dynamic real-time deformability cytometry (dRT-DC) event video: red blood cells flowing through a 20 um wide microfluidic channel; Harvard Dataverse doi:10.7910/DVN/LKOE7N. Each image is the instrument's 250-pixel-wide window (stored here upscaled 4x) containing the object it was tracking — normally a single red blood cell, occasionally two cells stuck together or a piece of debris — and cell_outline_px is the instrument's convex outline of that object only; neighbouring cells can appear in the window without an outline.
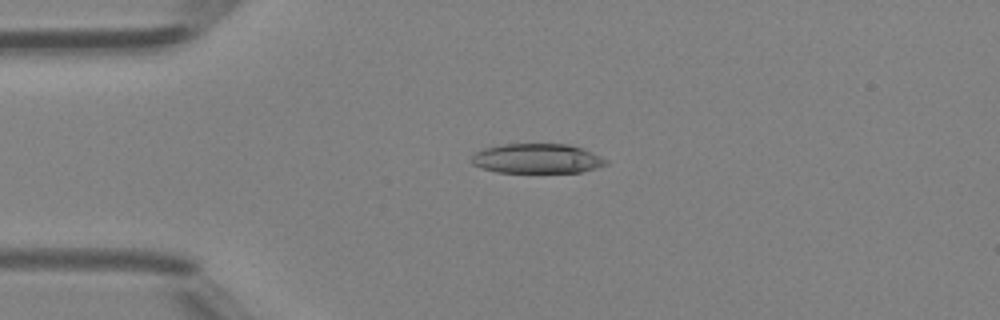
{"species": "Egyptian fruit bat (a non-hibernating species)", "species_latin": "Rousettus aegyptiacus", "temperature_condition": "room temperature", "stored_images_in_passage": 42, "camera_frame_rate_fps": 3000, "um_per_image_px": 0.085, "animal": {"sex": "female"}, "frame": {"image": 1, "passage_image": 6, "time_ms": 1.667, "image_size_px": [1000, 320], "cell_outline_px": [[608, 164], [596, 168], [580, 172], [496, 172], [480, 168], [472, 164], [472, 156], [476, 152], [484, 148], [504, 144], [568, 144], [592, 152], [608, 160]], "centroid_in_image_um": [45.64, 13.48], "position_along_channel_um": 39.4, "area_um2": 23.18}}
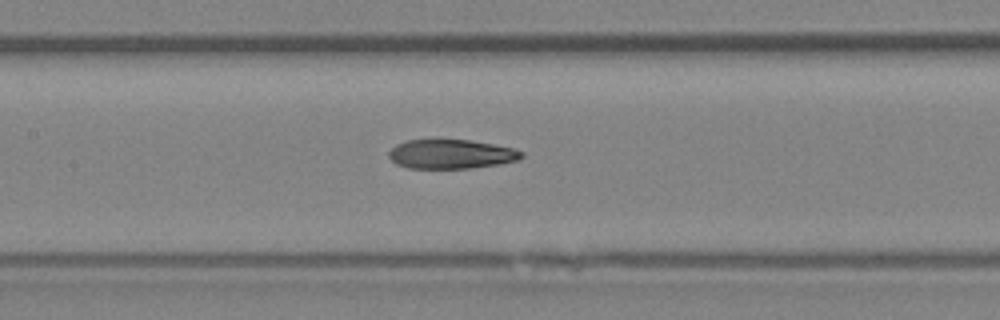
{"frame": {"image": 2, "passage_image": 17, "time_ms": 5.333, "image_size_px": [1000, 320], "cell_outline_px": [[524, 156], [520, 160], [496, 164], [468, 168], [408, 168], [396, 164], [388, 156], [388, 152], [396, 144], [408, 140], [468, 140], [492, 144], [512, 148], [524, 152]], "centroid_in_image_um": [38.33, 13.1], "position_along_channel_um": 169.1, "area_um2": 22.43}}
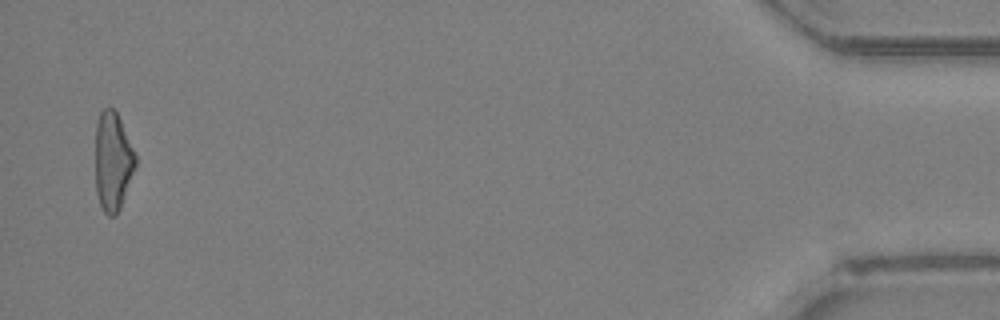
{"frame": {"image": 3, "passage_image": 41, "time_ms": 13.333, "image_size_px": [1000, 320], "cell_outline_px": [[136, 164], [120, 208], [116, 216], [108, 216], [104, 212], [100, 204], [96, 192], [96, 124], [100, 112], [104, 108], [112, 108], [116, 112], [120, 120], [136, 156]], "centroid_in_image_um": [9.57, 13.74], "position_along_channel_um": 425.6, "area_um2": 22.72}, "authors_computed_cell_mechanics": {"area_um2": 23.5246, "velocity_mm_per_s": 4.3425, "shape_relaxation_time_tau1_ms": 9.2756, "shape_relaxation_time_tau2_ms": 2.6952, "deformation_change_tau1": 0.2761, "deformation_change_tau2": 0.1033}}